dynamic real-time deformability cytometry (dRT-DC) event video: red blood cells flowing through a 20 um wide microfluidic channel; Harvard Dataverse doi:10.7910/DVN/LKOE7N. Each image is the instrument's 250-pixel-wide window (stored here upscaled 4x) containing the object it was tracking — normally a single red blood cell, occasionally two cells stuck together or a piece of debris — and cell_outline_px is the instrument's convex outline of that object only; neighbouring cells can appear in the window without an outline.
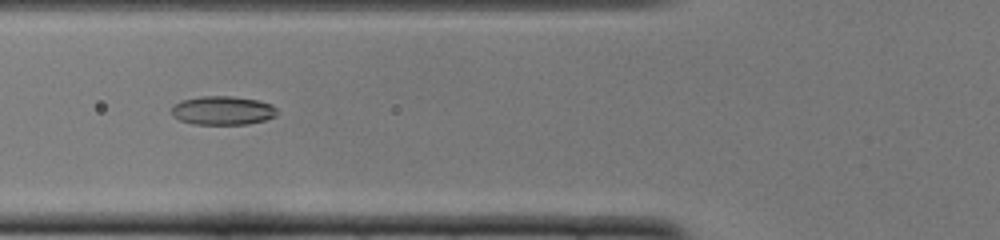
{"species": "common noctule bat (a hibernating species)", "species_latin": "Nyctalus noctula", "temperature_condition": "cold", "stored_images_in_passage": 36, "camera_frame_rate_fps": 3000, "um_per_image_px": 0.085, "animal": {"sex": "female", "body_mass_g": 22.0, "forearm_length_mm": 56.7}, "frame": {"image": 1, "passage_image": 4, "time_ms": 1.0, "image_size_px": [1000, 240], "cell_outline_px": [[276, 116], [264, 120], [248, 124], [192, 124], [180, 120], [172, 116], [172, 104], [184, 100], [200, 96], [232, 96], [260, 100], [272, 104], [276, 108]], "centroid_in_image_um": [18.93, 9.39], "position_along_channel_um": 106.9, "area_um2": 17.8}}
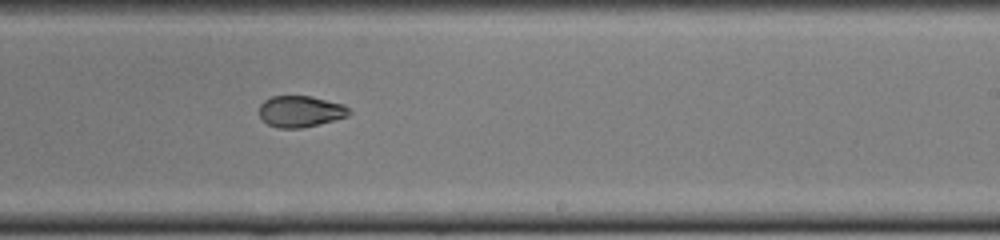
{"frame": {"image": 2, "passage_image": 16, "time_ms": 5.0, "image_size_px": [1000, 240], "cell_outline_px": [[352, 112], [348, 116], [320, 124], [300, 128], [276, 128], [268, 124], [260, 116], [260, 104], [264, 100], [272, 96], [312, 96], [344, 104]], "centroid_in_image_um": [25.56, 9.46], "position_along_channel_um": 263.4, "area_um2": 16.47}}
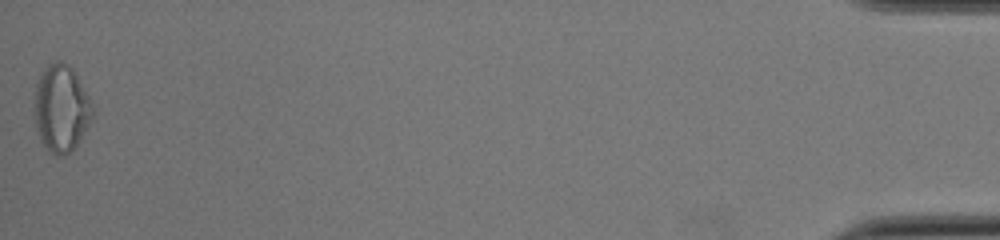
{"frame": {"image": 3, "passage_image": 36, "time_ms": 11.667, "image_size_px": [1000, 240], "cell_outline_px": [[92, 116], [88, 124], [72, 152], [64, 156], [56, 156], [48, 152], [40, 140], [36, 128], [32, 112], [36, 84], [40, 72], [48, 64], [56, 60], [60, 60], [72, 68], [76, 72], [92, 104]], "centroid_in_image_um": [5.15, 9.21], "position_along_channel_um": 430.1, "area_um2": 29.94}, "authors_computed_cell_mechanics": {"area_um2": 17.629, "velocity_mm_per_s": 3.9238, "shape_relaxation_time_tau1_ms": null, "shape_relaxation_time_tau2_ms": 2.1787, "deformation_change_tau1": null, "deformation_change_tau2": 0.066}}